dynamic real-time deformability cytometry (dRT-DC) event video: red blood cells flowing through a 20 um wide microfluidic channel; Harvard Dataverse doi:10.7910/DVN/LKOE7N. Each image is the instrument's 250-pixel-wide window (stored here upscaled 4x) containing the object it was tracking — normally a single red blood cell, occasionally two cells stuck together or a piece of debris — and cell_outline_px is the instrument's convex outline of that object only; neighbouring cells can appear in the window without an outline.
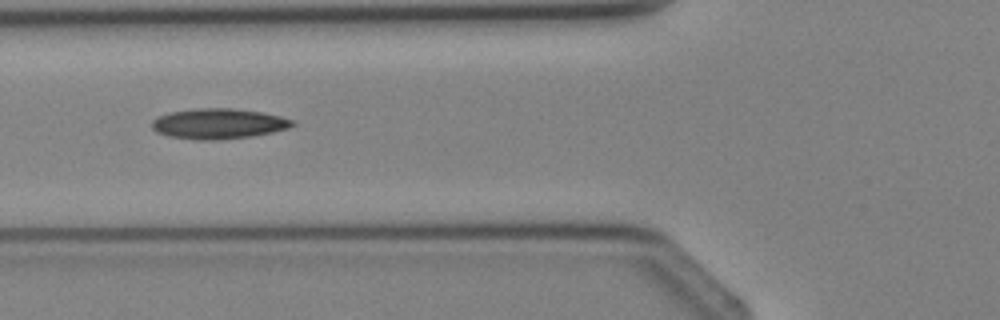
{"species": "Egyptian fruit bat (a non-hibernating species)", "species_latin": "Rousettus aegyptiacus", "temperature_condition": "cold", "stored_images_in_passage": 4, "camera_frame_rate_fps": 3000, "um_per_image_px": 0.085, "animal": {"sex": "female"}, "frame": {"image": 1, "passage_image": 4, "time_ms": 3.667, "image_size_px": [1000, 320], "cell_outline_px": [[296, 124], [288, 128], [272, 132], [252, 136], [204, 140], [168, 136], [156, 132], [152, 128], [152, 120], [160, 116], [172, 112], [200, 108], [232, 108], [260, 112], [280, 116], [296, 120]], "centroid_in_image_um": [18.6, 10.51], "position_along_channel_um": 107.2, "area_um2": 24.51}}